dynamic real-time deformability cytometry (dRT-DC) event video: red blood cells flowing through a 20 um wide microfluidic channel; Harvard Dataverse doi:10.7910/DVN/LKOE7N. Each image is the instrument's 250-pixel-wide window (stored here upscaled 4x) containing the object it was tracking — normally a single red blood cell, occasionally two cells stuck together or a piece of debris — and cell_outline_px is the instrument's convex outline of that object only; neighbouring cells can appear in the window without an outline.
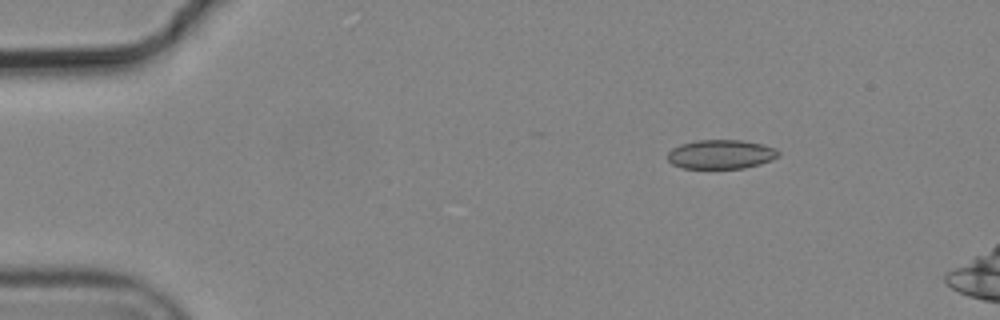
{"species": "common noctule bat (a hibernating species)", "species_latin": "Nyctalus noctula", "temperature_condition": "cold", "stored_images_in_passage": 4, "camera_frame_rate_fps": 3000, "um_per_image_px": 0.085, "animal": {"sex": "male", "body_mass_g": 19.2, "forearm_length_mm": 51.8}, "frame": {"image": 1, "passage_image": 2, "time_ms": 0.333, "image_size_px": [1000, 320], "cell_outline_px": [[780, 156], [772, 160], [760, 164], [744, 168], [684, 168], [672, 164], [668, 160], [668, 152], [672, 148], [680, 144], [696, 140], [740, 140], [764, 144], [776, 148], [780, 152]], "centroid_in_image_um": [61.31, 13.11], "position_along_channel_um": 23.7, "area_um2": 18.96}}